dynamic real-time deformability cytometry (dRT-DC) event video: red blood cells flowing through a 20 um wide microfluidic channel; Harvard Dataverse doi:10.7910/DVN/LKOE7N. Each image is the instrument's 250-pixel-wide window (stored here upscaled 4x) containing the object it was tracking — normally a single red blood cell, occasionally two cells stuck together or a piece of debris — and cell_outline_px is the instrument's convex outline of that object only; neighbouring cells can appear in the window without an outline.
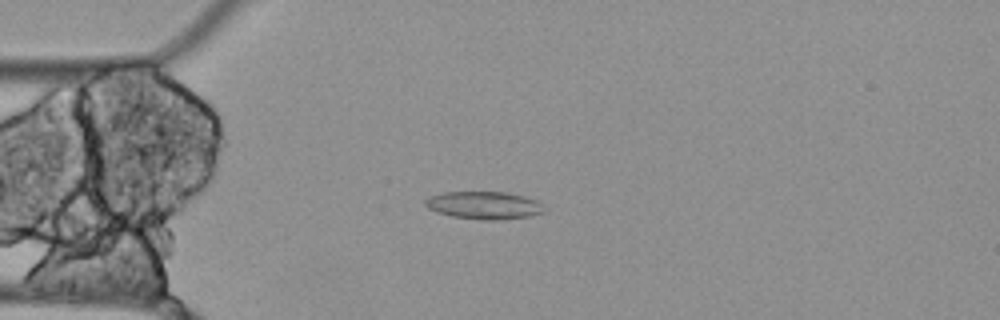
{"species": "Egyptian fruit bat (a non-hibernating species)", "species_latin": "Rousettus aegyptiacus", "temperature_condition": "cold", "stored_images_in_passage": 56, "camera_frame_rate_fps": 3000, "um_per_image_px": 0.085, "animal": {"sex": "female"}, "frame": {"image": 1, "passage_image": 14, "time_ms": 4.333, "image_size_px": [1000, 320], "cell_outline_px": [[544, 212], [528, 216], [500, 220], [480, 220], [452, 216], [436, 212], [428, 208], [424, 204], [424, 200], [428, 196], [444, 192], [508, 192], [524, 196], [536, 200], [544, 208]], "centroid_in_image_um": [41.1, 17.45], "position_along_channel_um": 43.9, "area_um2": 19.25}}
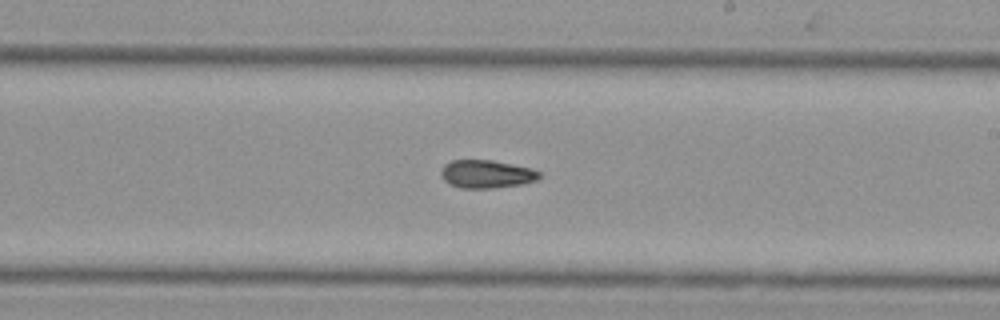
{"frame": {"image": 2, "passage_image": 32, "time_ms": 10.333, "image_size_px": [1000, 320], "cell_outline_px": [[544, 176], [536, 180], [520, 184], [492, 188], [460, 188], [448, 184], [440, 176], [440, 172], [444, 164], [452, 160], [492, 160], [532, 168], [540, 172]], "centroid_in_image_um": [41.34, 14.79], "position_along_channel_um": 247.7, "area_um2": 16.24}}
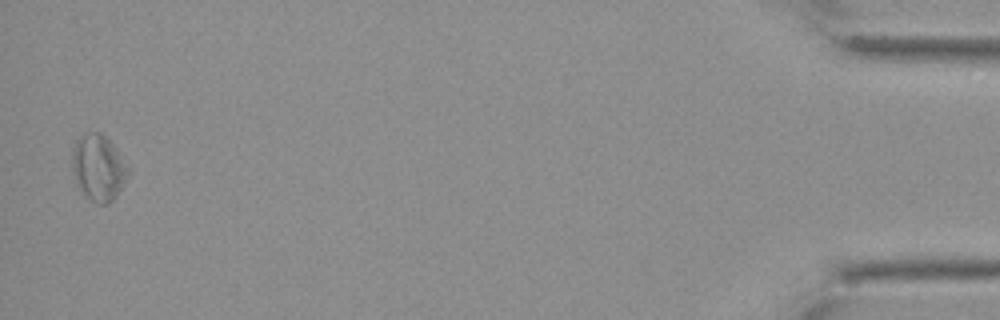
{"frame": {"image": 3, "passage_image": 55, "time_ms": 18.0, "image_size_px": [1000, 320], "cell_outline_px": [[132, 168], [116, 196], [108, 204], [96, 204], [84, 192], [76, 180], [72, 172], [72, 148], [76, 140], [80, 136], [88, 132], [100, 132], [116, 148]], "centroid_in_image_um": [8.39, 14.22], "position_along_channel_um": 426.8, "area_um2": 21.5}}